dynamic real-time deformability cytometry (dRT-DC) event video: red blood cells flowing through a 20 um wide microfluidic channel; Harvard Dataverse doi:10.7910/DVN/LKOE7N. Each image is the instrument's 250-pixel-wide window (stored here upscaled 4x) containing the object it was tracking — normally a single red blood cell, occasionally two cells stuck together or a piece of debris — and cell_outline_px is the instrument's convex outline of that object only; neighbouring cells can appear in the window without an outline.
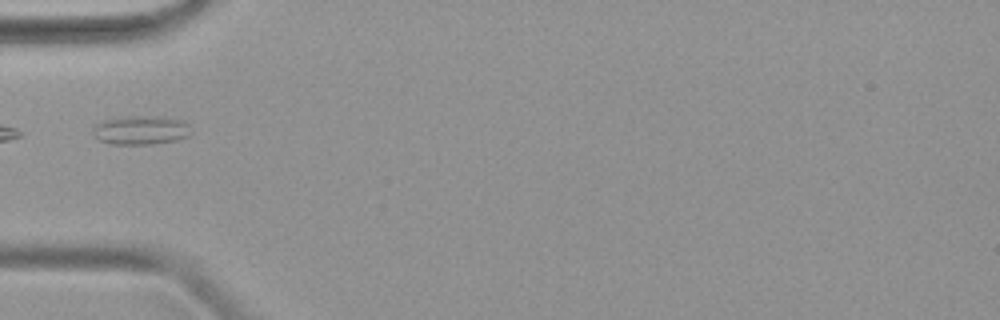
{"species": "common noctule bat (a hibernating species)", "species_latin": "Nyctalus noctula", "temperature_condition": "warm", "stored_images_in_passage": 32, "camera_frame_rate_fps": 3000, "um_per_image_px": 0.085, "animal": {"sex": "female", "body_mass_g": 19.9}, "frame": {"image": 1, "passage_image": 1, "time_ms": 0.0, "image_size_px": [1000, 320], "cell_outline_px": [[192, 132], [188, 136], [176, 140], [152, 144], [108, 144], [100, 140], [92, 132], [92, 128], [96, 124], [104, 120], [132, 116], [160, 116], [184, 120], [188, 124]], "centroid_in_image_um": [12.0, 11.06], "position_along_channel_um": 73.0, "area_um2": 16.59}}